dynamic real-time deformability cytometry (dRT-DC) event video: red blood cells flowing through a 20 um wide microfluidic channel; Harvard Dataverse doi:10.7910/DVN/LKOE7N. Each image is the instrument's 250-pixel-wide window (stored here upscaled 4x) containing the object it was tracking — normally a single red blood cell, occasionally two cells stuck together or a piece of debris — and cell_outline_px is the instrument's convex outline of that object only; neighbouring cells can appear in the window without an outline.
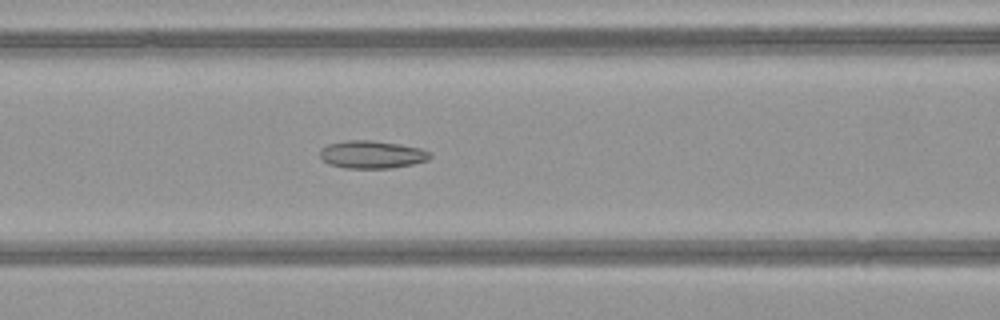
{"species": "common noctule bat (a hibernating species)", "species_latin": "Nyctalus noctula", "temperature_condition": "warm", "stored_images_in_passage": 43, "camera_frame_rate_fps": 3000, "um_per_image_px": 0.085, "animal": {"sex": "female", "body_mass_g": 21.9}, "frame": {"image": 1, "passage_image": 22, "time_ms": 7.0, "image_size_px": [1000, 320], "cell_outline_px": [[432, 156], [428, 160], [412, 164], [392, 168], [344, 168], [328, 164], [320, 156], [320, 148], [328, 144], [348, 140], [372, 140], [400, 144], [420, 148], [432, 152]], "centroid_in_image_um": [31.62, 13.13], "position_along_channel_um": 135.0, "area_um2": 17.92}}
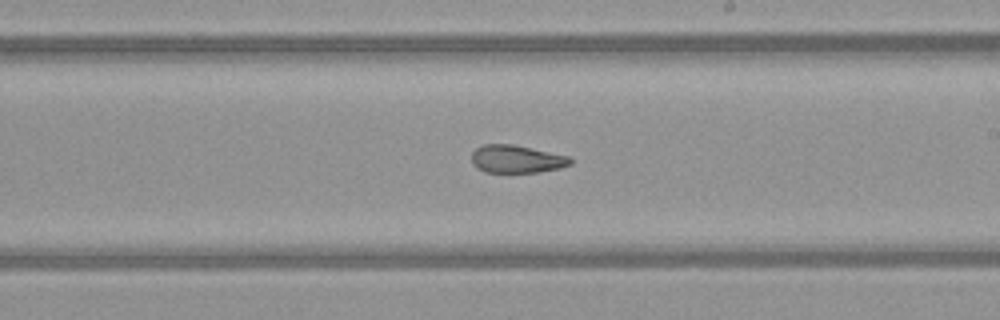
{"frame": {"image": 2, "passage_image": 30, "time_ms": 9.667, "image_size_px": [1000, 320], "cell_outline_px": [[572, 164], [560, 168], [540, 172], [484, 172], [476, 168], [472, 164], [472, 152], [476, 148], [484, 144], [512, 144], [572, 156]], "centroid_in_image_um": [43.93, 13.52], "position_along_channel_um": 245.1, "area_um2": 16.24}}
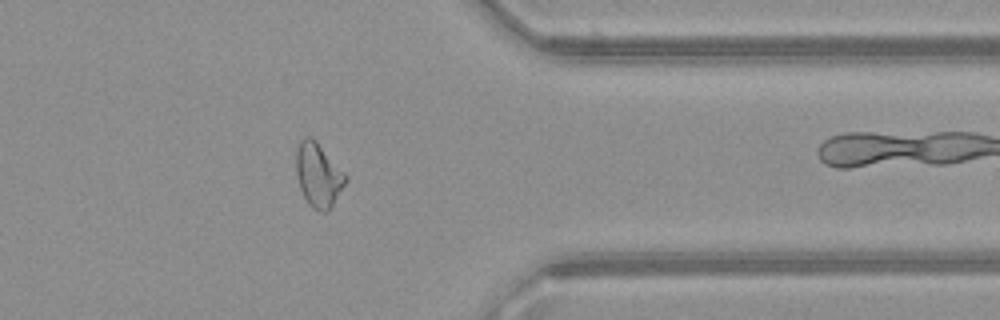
{"frame": {"image": 3, "passage_image": 41, "time_ms": 13.333, "image_size_px": [1000, 320], "cell_outline_px": [[348, 180], [328, 212], [320, 212], [312, 208], [308, 204], [300, 188], [296, 176], [296, 152], [300, 140], [304, 136], [312, 136], [316, 140], [348, 176]], "centroid_in_image_um": [27.06, 14.87], "position_along_channel_um": 384.3, "area_um2": 18.67}}